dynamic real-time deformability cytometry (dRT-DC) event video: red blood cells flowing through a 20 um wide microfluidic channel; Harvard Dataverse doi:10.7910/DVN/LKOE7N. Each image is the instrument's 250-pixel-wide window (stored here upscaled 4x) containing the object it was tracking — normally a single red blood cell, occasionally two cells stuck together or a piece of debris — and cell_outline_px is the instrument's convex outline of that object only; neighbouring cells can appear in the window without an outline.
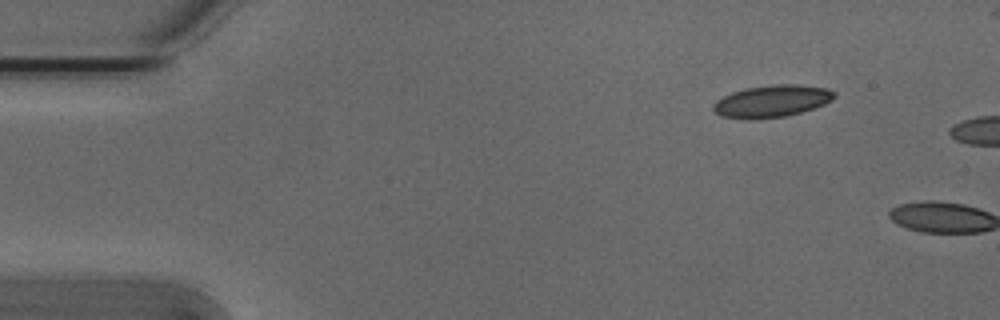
{"species": "Egyptian fruit bat (a non-hibernating species)", "species_latin": "Rousettus aegyptiacus", "temperature_condition": "cold", "stored_images_in_passage": 2, "camera_frame_rate_fps": 3000, "um_per_image_px": 0.085, "animal": {"sex": "male"}, "frame": {"image": 1, "passage_image": 1, "time_ms": 0.0, "image_size_px": [1000, 320], "cell_outline_px": [[836, 96], [832, 100], [824, 104], [800, 112], [784, 116], [748, 120], [720, 116], [712, 108], [712, 104], [716, 100], [732, 92], [748, 88], [776, 84], [796, 84], [828, 88], [836, 92]], "centroid_in_image_um": [65.6, 8.6], "position_along_channel_um": 19.4, "area_um2": 22.6}}